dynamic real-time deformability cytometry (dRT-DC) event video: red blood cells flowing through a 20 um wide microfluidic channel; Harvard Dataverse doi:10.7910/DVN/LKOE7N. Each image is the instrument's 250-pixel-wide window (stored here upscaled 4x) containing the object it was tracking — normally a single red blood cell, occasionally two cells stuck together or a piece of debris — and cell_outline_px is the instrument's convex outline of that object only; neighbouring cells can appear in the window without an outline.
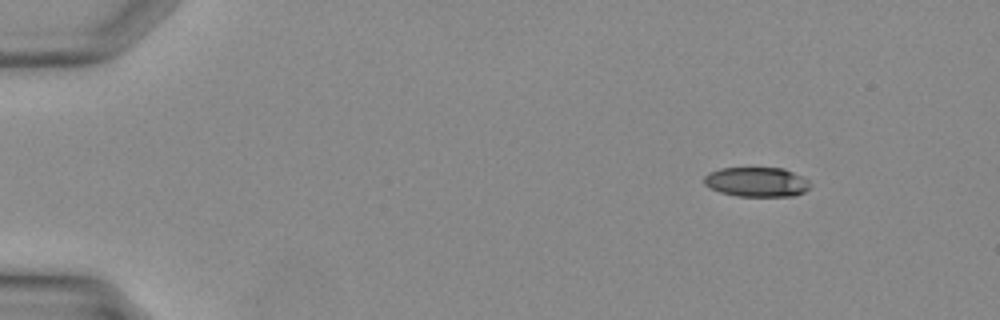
{"species": "Egyptian fruit bat (a non-hibernating species)", "species_latin": "Rousettus aegyptiacus", "temperature_condition": "warm", "stored_images_in_passage": 11, "camera_frame_rate_fps": 3000, "um_per_image_px": 0.085, "animal": {"sex": "female"}, "frame": {"image": 1, "passage_image": 5, "time_ms": 1.333, "image_size_px": [1000, 320], "cell_outline_px": [[812, 184], [804, 192], [796, 196], [736, 196], [720, 192], [708, 188], [704, 184], [704, 176], [708, 172], [720, 168], [784, 168], [808, 180]], "centroid_in_image_um": [64.29, 15.47], "position_along_channel_um": 20.7, "area_um2": 18.44}}